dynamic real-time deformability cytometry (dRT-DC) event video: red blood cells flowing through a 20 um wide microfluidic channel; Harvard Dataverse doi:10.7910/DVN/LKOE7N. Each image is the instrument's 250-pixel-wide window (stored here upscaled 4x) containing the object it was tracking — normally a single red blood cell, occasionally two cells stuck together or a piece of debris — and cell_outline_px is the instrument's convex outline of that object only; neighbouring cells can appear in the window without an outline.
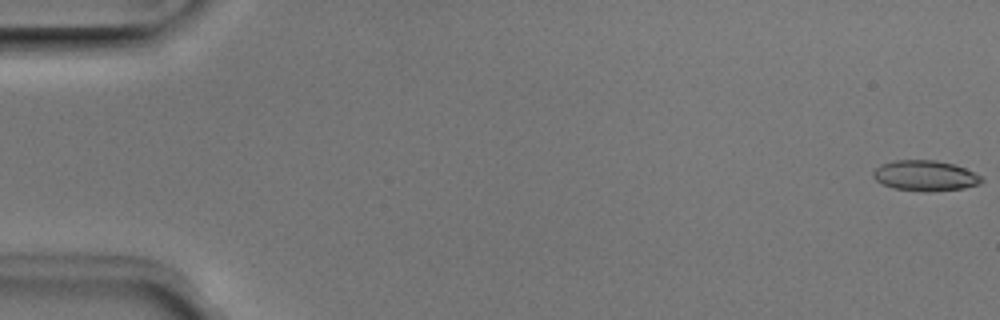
{"species": "Egyptian fruit bat (a non-hibernating species)", "species_latin": "Rousettus aegyptiacus", "temperature_condition": "room temperature", "stored_images_in_passage": 48, "camera_frame_rate_fps": 3000, "um_per_image_px": 0.085, "animal": {"sex": "male"}, "frame": {"image": 1, "passage_image": 1, "time_ms": 0.0, "image_size_px": [1000, 320], "cell_outline_px": [[984, 180], [980, 184], [964, 188], [928, 192], [892, 188], [876, 180], [872, 176], [872, 172], [880, 164], [896, 160], [936, 160], [956, 164], [980, 176]], "centroid_in_image_um": [78.63, 14.93], "position_along_channel_um": 6.4, "area_um2": 19.31}}
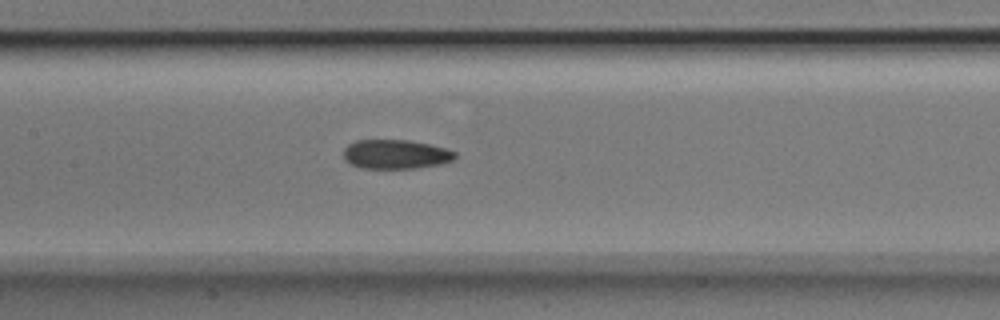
{"frame": {"image": 2, "passage_image": 25, "time_ms": 8.0, "image_size_px": [1000, 320], "cell_outline_px": [[456, 156], [452, 160], [440, 164], [416, 168], [360, 168], [344, 160], [344, 148], [348, 144], [356, 140], [408, 140], [448, 148], [456, 152]], "centroid_in_image_um": [33.63, 13.11], "position_along_channel_um": 173.8, "area_um2": 19.02}}
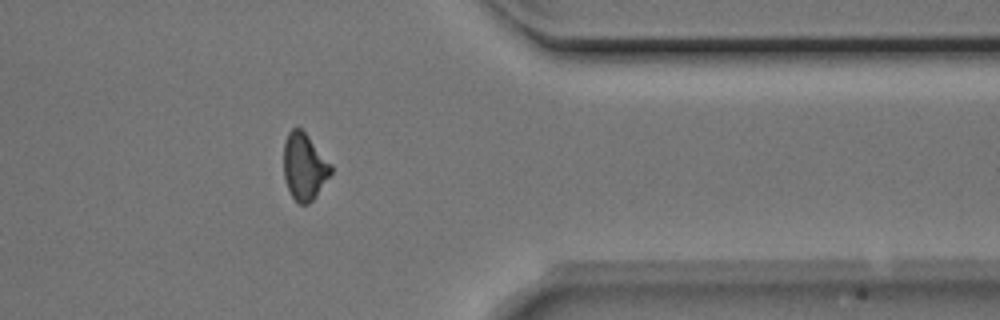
{"frame": {"image": 3, "passage_image": 42, "time_ms": 13.667, "image_size_px": [1000, 320], "cell_outline_px": [[332, 172], [312, 200], [308, 204], [300, 204], [292, 196], [284, 180], [284, 144], [288, 132], [292, 128], [300, 128], [308, 136], [332, 164]], "centroid_in_image_um": [25.86, 14.15], "position_along_channel_um": 385.5, "area_um2": 18.15}}